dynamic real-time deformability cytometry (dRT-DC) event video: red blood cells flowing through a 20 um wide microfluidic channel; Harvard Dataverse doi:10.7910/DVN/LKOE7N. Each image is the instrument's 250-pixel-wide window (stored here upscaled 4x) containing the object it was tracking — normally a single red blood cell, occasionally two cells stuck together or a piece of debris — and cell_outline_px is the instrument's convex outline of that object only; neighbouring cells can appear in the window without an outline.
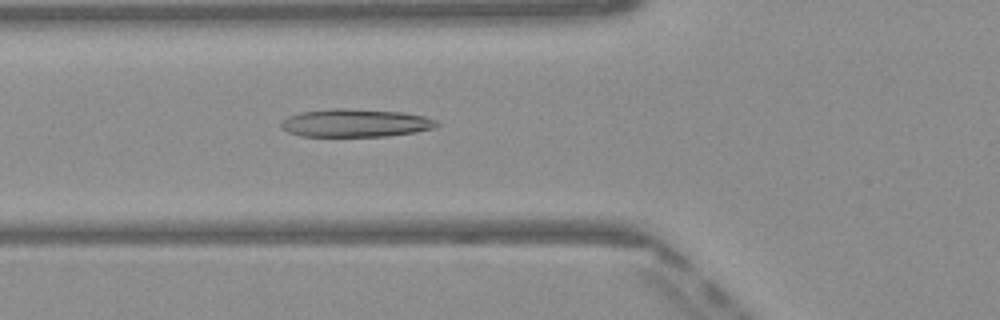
{"species": "Egyptian fruit bat (a non-hibernating species)", "species_latin": "Rousettus aegyptiacus", "temperature_condition": "warm", "stored_images_in_passage": 48, "camera_frame_rate_fps": 3000, "um_per_image_px": 0.085, "frame": {"image": 1, "passage_image": 17, "time_ms": 5.333, "image_size_px": [1000, 320], "cell_outline_px": [[440, 124], [436, 128], [416, 132], [388, 136], [300, 136], [288, 132], [280, 128], [280, 124], [288, 116], [300, 112], [332, 108], [348, 108], [404, 112], [424, 116], [436, 120]], "centroid_in_image_um": [30.23, 10.45], "position_along_channel_um": 95.6, "area_um2": 25.66}}
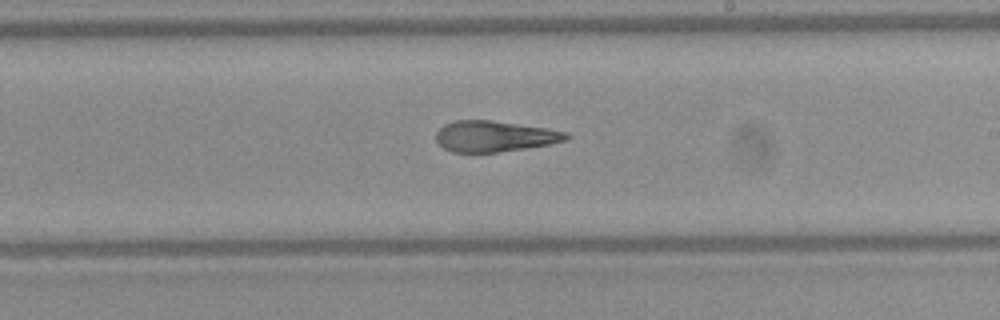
{"frame": {"image": 2, "passage_image": 28, "time_ms": 9.0, "image_size_px": [1000, 320], "cell_outline_px": [[572, 136], [564, 140], [548, 144], [524, 148], [496, 152], [452, 152], [444, 148], [436, 140], [436, 132], [444, 124], [452, 120], [492, 120], [544, 128], [568, 132]], "centroid_in_image_um": [42.0, 11.57], "position_along_channel_um": 247.0, "area_um2": 23.24}}
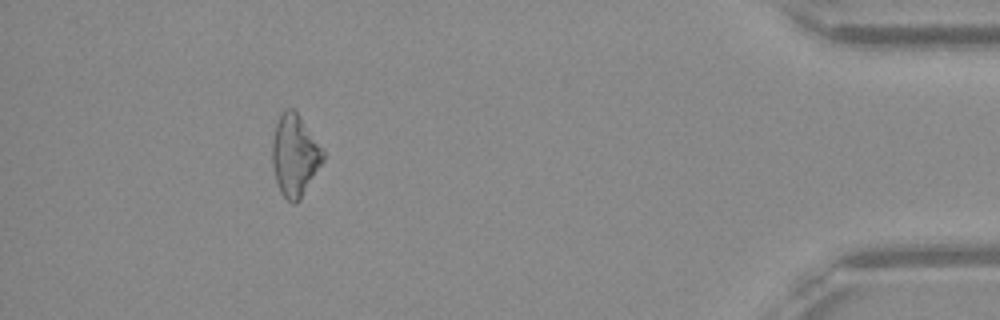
{"frame": {"image": 3, "passage_image": 44, "time_ms": 14.333, "image_size_px": [1000, 320], "cell_outline_px": [[324, 160], [300, 200], [296, 204], [292, 204], [280, 192], [272, 168], [272, 140], [276, 124], [280, 112], [284, 108], [292, 108], [300, 116], [324, 148]], "centroid_in_image_um": [25.06, 13.19], "position_along_channel_um": 410.1, "area_um2": 24.51}, "authors_computed_cell_mechanics": {"area_um2": 25.0274, "velocity_mm_per_s": 4.1091, "shape_relaxation_time_tau1_ms": null, "shape_relaxation_time_tau2_ms": 2.8797, "deformation_change_tau1": null, "deformation_change_tau2": 0.1294}}